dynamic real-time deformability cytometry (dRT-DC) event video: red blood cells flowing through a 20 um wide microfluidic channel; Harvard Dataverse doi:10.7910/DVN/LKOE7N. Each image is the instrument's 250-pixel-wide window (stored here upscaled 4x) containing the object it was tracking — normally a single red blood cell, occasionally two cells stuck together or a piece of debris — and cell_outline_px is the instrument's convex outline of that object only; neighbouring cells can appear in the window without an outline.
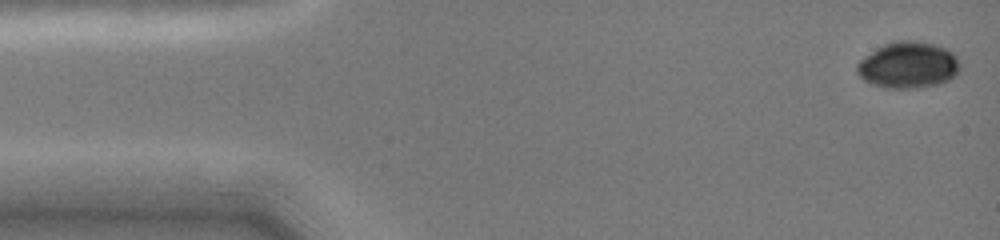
{"species": "common noctule bat (a hibernating species)", "species_latin": "Nyctalus noctula", "temperature_condition": "cold", "stored_images_in_passage": 7, "camera_frame_rate_fps": 3000, "um_per_image_px": 0.085, "animal": {"sex": "female", "body_mass_g": 19.0, "forearm_length_mm": 51.5}, "frame": {"image": 1, "passage_image": 1, "time_ms": 0.0, "image_size_px": [1000, 240], "cell_outline_px": [[960, 68], [948, 80], [940, 84], [920, 88], [884, 88], [872, 84], [864, 80], [856, 72], [856, 64], [864, 56], [876, 48], [884, 44], [896, 40], [916, 40], [936, 44], [948, 48], [956, 56], [960, 64]], "centroid_in_image_um": [77.19, 5.52], "position_along_channel_um": 7.8, "area_um2": 28.21}}
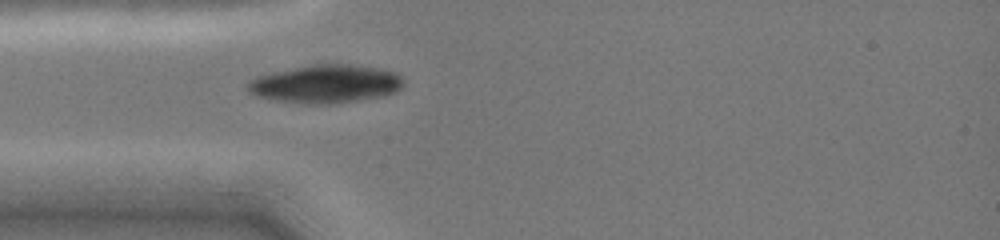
{"frame": {"image": 2, "passage_image": 7, "time_ms": 4.0, "image_size_px": [1000, 240], "cell_outline_px": [[404, 84], [396, 92], [384, 96], [332, 104], [300, 104], [276, 100], [256, 96], [248, 92], [248, 84], [252, 80], [260, 76], [276, 72], [316, 64], [348, 64], [376, 68], [396, 72], [404, 80]], "centroid_in_image_um": [27.74, 7.15], "position_along_channel_um": 57.3, "area_um2": 34.39}}